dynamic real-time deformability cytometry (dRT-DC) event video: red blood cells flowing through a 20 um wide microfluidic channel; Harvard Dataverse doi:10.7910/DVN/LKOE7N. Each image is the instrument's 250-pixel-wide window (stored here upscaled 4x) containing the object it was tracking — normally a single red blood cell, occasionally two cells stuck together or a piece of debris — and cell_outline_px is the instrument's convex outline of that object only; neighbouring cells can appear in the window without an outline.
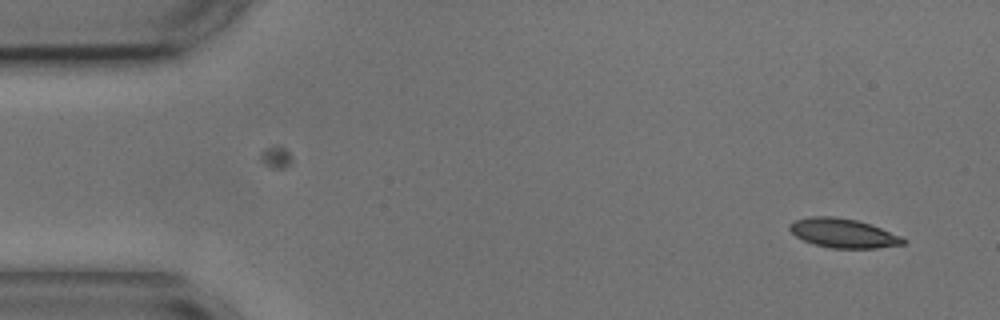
{"species": "common noctule bat (a hibernating species)", "species_latin": "Nyctalus noctula", "temperature_condition": "cold", "stored_images_in_passage": 5, "camera_frame_rate_fps": 3000, "um_per_image_px": 0.085, "animal": {"sex": "male", "body_mass_g": 17.9, "forearm_length_mm": 54.2}, "frame": {"image": 1, "passage_image": 5, "time_ms": 5.667, "image_size_px": [1000, 320], "cell_outline_px": [[908, 240], [904, 244], [876, 248], [832, 248], [812, 244], [796, 236], [788, 228], [788, 224], [796, 220], [808, 216], [832, 216], [856, 220], [880, 228], [900, 236]], "centroid_in_image_um": [71.64, 19.82], "position_along_channel_um": 13.4, "area_um2": 19.19}}